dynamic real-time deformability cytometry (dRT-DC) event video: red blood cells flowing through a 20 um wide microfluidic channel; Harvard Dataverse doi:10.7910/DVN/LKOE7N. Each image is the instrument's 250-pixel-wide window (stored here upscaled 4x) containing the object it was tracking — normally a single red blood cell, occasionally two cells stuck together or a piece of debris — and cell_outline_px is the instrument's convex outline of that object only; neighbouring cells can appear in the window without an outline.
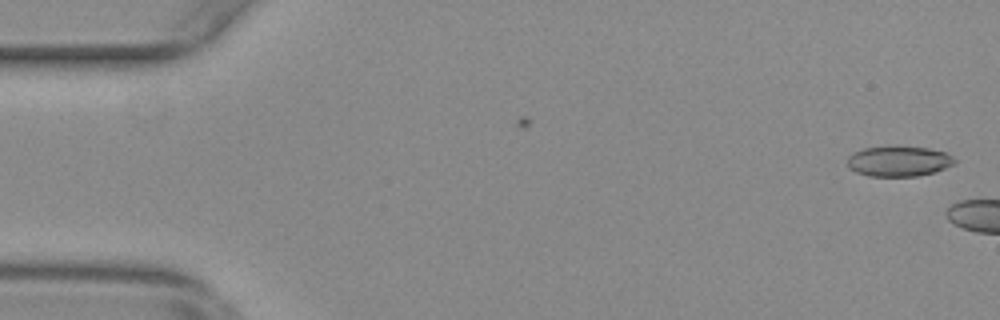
{"species": "common noctule bat (a hibernating species)", "species_latin": "Nyctalus noctula", "temperature_condition": "warm", "stored_images_in_passage": 7, "camera_frame_rate_fps": 3000, "um_per_image_px": 0.085, "animal": {"sex": "female", "body_mass_g": 29.2, "forearm_length_mm": 56.3}, "frame": {"image": 1, "passage_image": 1, "time_ms": 0.0, "image_size_px": [1000, 320], "cell_outline_px": [[956, 164], [936, 172], [916, 176], [868, 176], [856, 172], [848, 168], [848, 156], [864, 148], [896, 144], [928, 148], [948, 152], [956, 160]], "centroid_in_image_um": [76.44, 13.68], "position_along_channel_um": 8.6, "area_um2": 19.59}}